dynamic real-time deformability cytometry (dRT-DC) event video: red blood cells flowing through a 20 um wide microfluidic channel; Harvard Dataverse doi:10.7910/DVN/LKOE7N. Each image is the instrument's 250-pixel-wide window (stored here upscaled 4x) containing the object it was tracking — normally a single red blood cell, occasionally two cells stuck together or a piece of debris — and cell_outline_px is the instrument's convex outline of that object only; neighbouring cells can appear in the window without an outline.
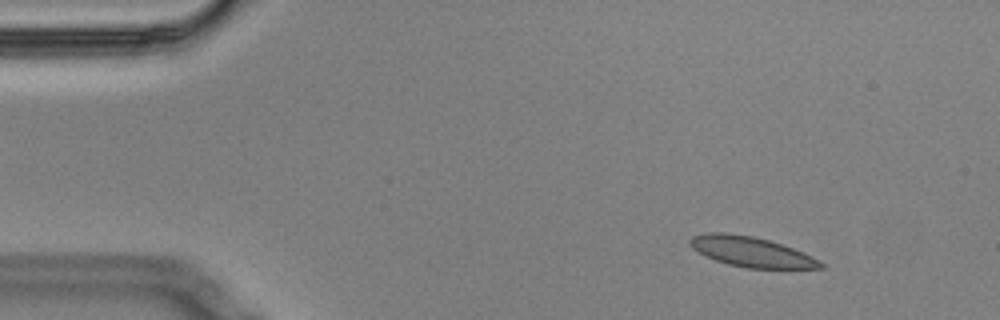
{"species": "Egyptian fruit bat (a non-hibernating species)", "species_latin": "Rousettus aegyptiacus", "temperature_condition": "cold", "stored_images_in_passage": 57, "camera_frame_rate_fps": 3000, "um_per_image_px": 0.085, "animal": {"sex": "male"}, "frame": {"image": 1, "passage_image": 6, "time_ms": 1.667, "image_size_px": [1000, 320], "cell_outline_px": [[824, 268], [744, 268], [728, 264], [716, 260], [692, 248], [688, 244], [688, 240], [692, 236], [708, 232], [724, 232], [752, 236], [768, 240], [792, 248], [812, 256], [820, 260], [824, 264]], "centroid_in_image_um": [63.84, 21.4], "position_along_channel_um": 21.2, "area_um2": 22.72}}
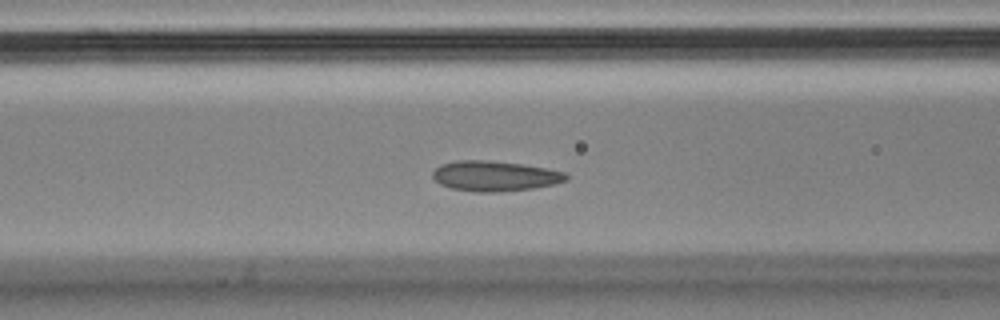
{"frame": {"image": 2, "passage_image": 22, "time_ms": 7.0, "image_size_px": [1000, 320], "cell_outline_px": [[568, 180], [556, 184], [532, 188], [500, 192], [476, 192], [452, 188], [440, 184], [432, 176], [432, 172], [440, 164], [456, 160], [484, 160], [520, 164], [544, 168], [564, 172], [568, 176]], "centroid_in_image_um": [42.04, 14.96], "position_along_channel_um": 124.6, "area_um2": 23.41}}
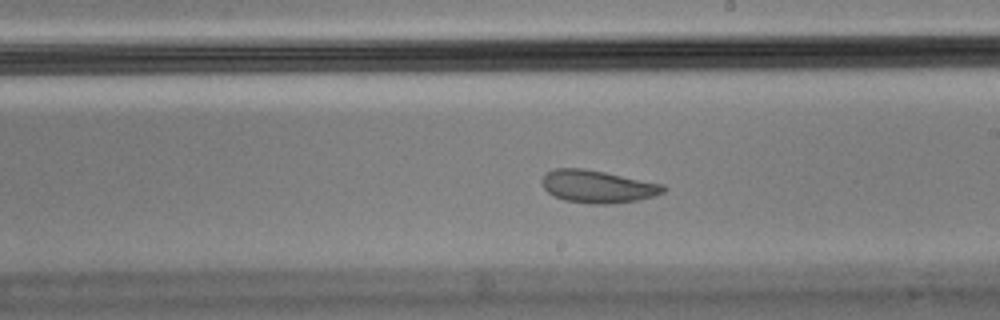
{"frame": {"image": 3, "passage_image": 32, "time_ms": 10.333, "image_size_px": [1000, 320], "cell_outline_px": [[668, 188], [664, 192], [652, 196], [636, 200], [608, 204], [588, 204], [564, 200], [548, 192], [544, 188], [544, 172], [556, 168], [580, 168], [604, 172], [664, 184]], "centroid_in_image_um": [50.82, 15.85], "position_along_channel_um": 238.2, "area_um2": 22.83}, "authors_computed_cell_mechanics": {"area_um2": 23.409, "velocity_mm_per_s": 3.4139, "shape_relaxation_time_tau1_ms": null, "shape_relaxation_time_tau2_ms": 1.7522, "deformation_change_tau1": null, "deformation_change_tau2": 0.0593}}